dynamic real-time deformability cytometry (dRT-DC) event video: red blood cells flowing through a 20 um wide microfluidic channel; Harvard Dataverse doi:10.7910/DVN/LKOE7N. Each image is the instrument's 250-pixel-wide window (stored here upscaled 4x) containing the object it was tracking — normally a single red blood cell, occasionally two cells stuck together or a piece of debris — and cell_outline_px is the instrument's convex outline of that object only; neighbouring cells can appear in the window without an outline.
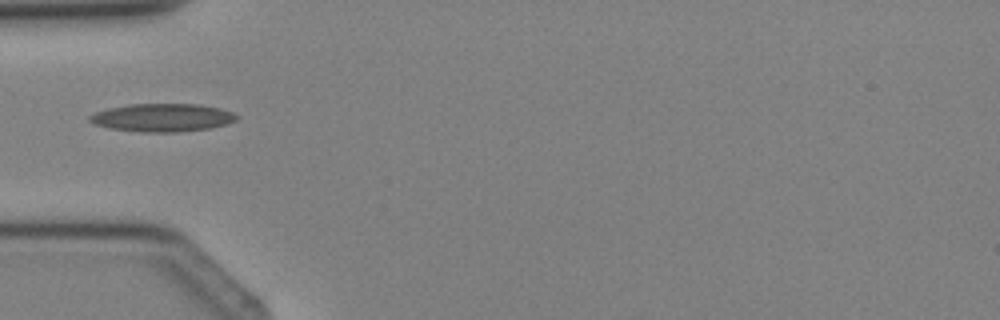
{"species": "Egyptian fruit bat (a non-hibernating species)", "species_latin": "Rousettus aegyptiacus", "temperature_condition": "cold", "stored_images_in_passage": 4, "camera_frame_rate_fps": 3000, "um_per_image_px": 0.085, "animal": {"sex": "female"}, "frame": {"image": 1, "passage_image": 4, "time_ms": 3.333, "image_size_px": [1000, 320], "cell_outline_px": [[240, 116], [236, 120], [228, 124], [208, 128], [176, 132], [144, 132], [108, 128], [96, 124], [88, 120], [88, 116], [96, 112], [108, 108], [132, 104], [196, 104], [220, 108], [232, 112]], "centroid_in_image_um": [13.81, 9.99], "position_along_channel_um": 71.2, "area_um2": 23.93}}